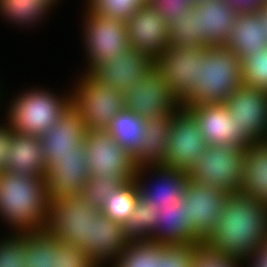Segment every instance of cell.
<instances>
[{
    "instance_id": "obj_1",
    "label": "cell",
    "mask_w": 267,
    "mask_h": 267,
    "mask_svg": "<svg viewBox=\"0 0 267 267\" xmlns=\"http://www.w3.org/2000/svg\"><path fill=\"white\" fill-rule=\"evenodd\" d=\"M267 240V206L241 192L228 193L215 229L205 239L210 248L241 260Z\"/></svg>"
},
{
    "instance_id": "obj_2",
    "label": "cell",
    "mask_w": 267,
    "mask_h": 267,
    "mask_svg": "<svg viewBox=\"0 0 267 267\" xmlns=\"http://www.w3.org/2000/svg\"><path fill=\"white\" fill-rule=\"evenodd\" d=\"M48 208L44 176L14 175L6 170L0 174V214L17 229V235L45 231Z\"/></svg>"
},
{
    "instance_id": "obj_3",
    "label": "cell",
    "mask_w": 267,
    "mask_h": 267,
    "mask_svg": "<svg viewBox=\"0 0 267 267\" xmlns=\"http://www.w3.org/2000/svg\"><path fill=\"white\" fill-rule=\"evenodd\" d=\"M241 85V59L226 46L208 47L204 64H199L196 87L180 106L224 104Z\"/></svg>"
},
{
    "instance_id": "obj_4",
    "label": "cell",
    "mask_w": 267,
    "mask_h": 267,
    "mask_svg": "<svg viewBox=\"0 0 267 267\" xmlns=\"http://www.w3.org/2000/svg\"><path fill=\"white\" fill-rule=\"evenodd\" d=\"M101 213L91 205L84 193L49 200L45 231L63 244L83 249L92 242L93 220Z\"/></svg>"
},
{
    "instance_id": "obj_5",
    "label": "cell",
    "mask_w": 267,
    "mask_h": 267,
    "mask_svg": "<svg viewBox=\"0 0 267 267\" xmlns=\"http://www.w3.org/2000/svg\"><path fill=\"white\" fill-rule=\"evenodd\" d=\"M71 105V96L58 98L49 91L30 90L16 98L9 108V124L15 133L41 136Z\"/></svg>"
},
{
    "instance_id": "obj_6",
    "label": "cell",
    "mask_w": 267,
    "mask_h": 267,
    "mask_svg": "<svg viewBox=\"0 0 267 267\" xmlns=\"http://www.w3.org/2000/svg\"><path fill=\"white\" fill-rule=\"evenodd\" d=\"M247 148L207 146L188 172L189 178L227 193L240 192Z\"/></svg>"
},
{
    "instance_id": "obj_7",
    "label": "cell",
    "mask_w": 267,
    "mask_h": 267,
    "mask_svg": "<svg viewBox=\"0 0 267 267\" xmlns=\"http://www.w3.org/2000/svg\"><path fill=\"white\" fill-rule=\"evenodd\" d=\"M71 96L86 130H107L112 119L126 108L125 92L112 89L87 73Z\"/></svg>"
},
{
    "instance_id": "obj_8",
    "label": "cell",
    "mask_w": 267,
    "mask_h": 267,
    "mask_svg": "<svg viewBox=\"0 0 267 267\" xmlns=\"http://www.w3.org/2000/svg\"><path fill=\"white\" fill-rule=\"evenodd\" d=\"M206 48L168 47L154 63L172 97L181 105L198 82L199 64H204Z\"/></svg>"
},
{
    "instance_id": "obj_9",
    "label": "cell",
    "mask_w": 267,
    "mask_h": 267,
    "mask_svg": "<svg viewBox=\"0 0 267 267\" xmlns=\"http://www.w3.org/2000/svg\"><path fill=\"white\" fill-rule=\"evenodd\" d=\"M85 161L90 174L104 180L111 175H121L126 181L135 179L131 155L107 130H86L83 141Z\"/></svg>"
},
{
    "instance_id": "obj_10",
    "label": "cell",
    "mask_w": 267,
    "mask_h": 267,
    "mask_svg": "<svg viewBox=\"0 0 267 267\" xmlns=\"http://www.w3.org/2000/svg\"><path fill=\"white\" fill-rule=\"evenodd\" d=\"M177 108L172 116L165 166L188 173L208 144L193 115L185 107Z\"/></svg>"
},
{
    "instance_id": "obj_11",
    "label": "cell",
    "mask_w": 267,
    "mask_h": 267,
    "mask_svg": "<svg viewBox=\"0 0 267 267\" xmlns=\"http://www.w3.org/2000/svg\"><path fill=\"white\" fill-rule=\"evenodd\" d=\"M193 115L208 146H237L248 148L255 141L239 129L224 104H195L185 106Z\"/></svg>"
},
{
    "instance_id": "obj_12",
    "label": "cell",
    "mask_w": 267,
    "mask_h": 267,
    "mask_svg": "<svg viewBox=\"0 0 267 267\" xmlns=\"http://www.w3.org/2000/svg\"><path fill=\"white\" fill-rule=\"evenodd\" d=\"M85 21L86 48L89 53L90 73L99 63L115 59L118 53L129 47L128 36L123 20L98 15L89 11Z\"/></svg>"
},
{
    "instance_id": "obj_13",
    "label": "cell",
    "mask_w": 267,
    "mask_h": 267,
    "mask_svg": "<svg viewBox=\"0 0 267 267\" xmlns=\"http://www.w3.org/2000/svg\"><path fill=\"white\" fill-rule=\"evenodd\" d=\"M125 23L130 47L154 63L169 47L168 24L149 3H144Z\"/></svg>"
},
{
    "instance_id": "obj_14",
    "label": "cell",
    "mask_w": 267,
    "mask_h": 267,
    "mask_svg": "<svg viewBox=\"0 0 267 267\" xmlns=\"http://www.w3.org/2000/svg\"><path fill=\"white\" fill-rule=\"evenodd\" d=\"M126 109L145 120L156 116H173L175 107H180L172 97L167 83L153 67L146 76L125 91Z\"/></svg>"
},
{
    "instance_id": "obj_15",
    "label": "cell",
    "mask_w": 267,
    "mask_h": 267,
    "mask_svg": "<svg viewBox=\"0 0 267 267\" xmlns=\"http://www.w3.org/2000/svg\"><path fill=\"white\" fill-rule=\"evenodd\" d=\"M228 193L218 188L188 178L183 194L186 201L188 222L205 240L215 229L217 220L223 213Z\"/></svg>"
},
{
    "instance_id": "obj_16",
    "label": "cell",
    "mask_w": 267,
    "mask_h": 267,
    "mask_svg": "<svg viewBox=\"0 0 267 267\" xmlns=\"http://www.w3.org/2000/svg\"><path fill=\"white\" fill-rule=\"evenodd\" d=\"M224 105L235 117L239 129H243L255 142L267 139V90L241 85Z\"/></svg>"
},
{
    "instance_id": "obj_17",
    "label": "cell",
    "mask_w": 267,
    "mask_h": 267,
    "mask_svg": "<svg viewBox=\"0 0 267 267\" xmlns=\"http://www.w3.org/2000/svg\"><path fill=\"white\" fill-rule=\"evenodd\" d=\"M85 133L81 114L70 105L58 121L40 136L47 167L58 156L85 155L83 144Z\"/></svg>"
},
{
    "instance_id": "obj_18",
    "label": "cell",
    "mask_w": 267,
    "mask_h": 267,
    "mask_svg": "<svg viewBox=\"0 0 267 267\" xmlns=\"http://www.w3.org/2000/svg\"><path fill=\"white\" fill-rule=\"evenodd\" d=\"M153 67V61L129 47L115 59L99 63L89 74L103 85L125 92L130 85L142 81Z\"/></svg>"
},
{
    "instance_id": "obj_19",
    "label": "cell",
    "mask_w": 267,
    "mask_h": 267,
    "mask_svg": "<svg viewBox=\"0 0 267 267\" xmlns=\"http://www.w3.org/2000/svg\"><path fill=\"white\" fill-rule=\"evenodd\" d=\"M152 213L156 224L150 241L163 244L194 245L205 242L195 231L193 224L186 220V201L183 199H179L175 203L152 204Z\"/></svg>"
},
{
    "instance_id": "obj_20",
    "label": "cell",
    "mask_w": 267,
    "mask_h": 267,
    "mask_svg": "<svg viewBox=\"0 0 267 267\" xmlns=\"http://www.w3.org/2000/svg\"><path fill=\"white\" fill-rule=\"evenodd\" d=\"M89 175L85 155L55 157L45 176L49 200L71 198L83 193Z\"/></svg>"
},
{
    "instance_id": "obj_21",
    "label": "cell",
    "mask_w": 267,
    "mask_h": 267,
    "mask_svg": "<svg viewBox=\"0 0 267 267\" xmlns=\"http://www.w3.org/2000/svg\"><path fill=\"white\" fill-rule=\"evenodd\" d=\"M194 7L200 38L209 47L226 46L239 13L225 0H200Z\"/></svg>"
},
{
    "instance_id": "obj_22",
    "label": "cell",
    "mask_w": 267,
    "mask_h": 267,
    "mask_svg": "<svg viewBox=\"0 0 267 267\" xmlns=\"http://www.w3.org/2000/svg\"><path fill=\"white\" fill-rule=\"evenodd\" d=\"M172 120V116H156L146 119L143 142L131 156L136 170L135 174L141 175L140 172L145 169L144 167H148L147 165L150 168L165 166Z\"/></svg>"
},
{
    "instance_id": "obj_23",
    "label": "cell",
    "mask_w": 267,
    "mask_h": 267,
    "mask_svg": "<svg viewBox=\"0 0 267 267\" xmlns=\"http://www.w3.org/2000/svg\"><path fill=\"white\" fill-rule=\"evenodd\" d=\"M131 242L125 233L123 224L113 221L101 213L93 220L92 242L87 244L82 251L89 255L91 260L99 267V263L108 258L118 256Z\"/></svg>"
},
{
    "instance_id": "obj_24",
    "label": "cell",
    "mask_w": 267,
    "mask_h": 267,
    "mask_svg": "<svg viewBox=\"0 0 267 267\" xmlns=\"http://www.w3.org/2000/svg\"><path fill=\"white\" fill-rule=\"evenodd\" d=\"M47 169L40 137L13 132L6 171L14 175L45 177Z\"/></svg>"
},
{
    "instance_id": "obj_25",
    "label": "cell",
    "mask_w": 267,
    "mask_h": 267,
    "mask_svg": "<svg viewBox=\"0 0 267 267\" xmlns=\"http://www.w3.org/2000/svg\"><path fill=\"white\" fill-rule=\"evenodd\" d=\"M241 62L267 47V30L260 12L239 13L226 44Z\"/></svg>"
},
{
    "instance_id": "obj_26",
    "label": "cell",
    "mask_w": 267,
    "mask_h": 267,
    "mask_svg": "<svg viewBox=\"0 0 267 267\" xmlns=\"http://www.w3.org/2000/svg\"><path fill=\"white\" fill-rule=\"evenodd\" d=\"M241 193L267 206V142H255L247 148Z\"/></svg>"
},
{
    "instance_id": "obj_27",
    "label": "cell",
    "mask_w": 267,
    "mask_h": 267,
    "mask_svg": "<svg viewBox=\"0 0 267 267\" xmlns=\"http://www.w3.org/2000/svg\"><path fill=\"white\" fill-rule=\"evenodd\" d=\"M158 169V174L162 177L160 185H156L155 189H145L140 184L139 174H135L140 197L150 204H168L175 203L179 199H183L189 175L184 170H178L166 166L154 167ZM157 168V169H156ZM152 190V191H151Z\"/></svg>"
},
{
    "instance_id": "obj_28",
    "label": "cell",
    "mask_w": 267,
    "mask_h": 267,
    "mask_svg": "<svg viewBox=\"0 0 267 267\" xmlns=\"http://www.w3.org/2000/svg\"><path fill=\"white\" fill-rule=\"evenodd\" d=\"M146 120L126 108L113 119L107 131L132 156L145 137Z\"/></svg>"
},
{
    "instance_id": "obj_29",
    "label": "cell",
    "mask_w": 267,
    "mask_h": 267,
    "mask_svg": "<svg viewBox=\"0 0 267 267\" xmlns=\"http://www.w3.org/2000/svg\"><path fill=\"white\" fill-rule=\"evenodd\" d=\"M59 239L46 231L25 234V267H56Z\"/></svg>"
},
{
    "instance_id": "obj_30",
    "label": "cell",
    "mask_w": 267,
    "mask_h": 267,
    "mask_svg": "<svg viewBox=\"0 0 267 267\" xmlns=\"http://www.w3.org/2000/svg\"><path fill=\"white\" fill-rule=\"evenodd\" d=\"M196 15L197 9L193 6L185 14L168 24V43L170 47H209L198 35Z\"/></svg>"
},
{
    "instance_id": "obj_31",
    "label": "cell",
    "mask_w": 267,
    "mask_h": 267,
    "mask_svg": "<svg viewBox=\"0 0 267 267\" xmlns=\"http://www.w3.org/2000/svg\"><path fill=\"white\" fill-rule=\"evenodd\" d=\"M163 245L150 240H131L115 267H158V260L163 257Z\"/></svg>"
},
{
    "instance_id": "obj_32",
    "label": "cell",
    "mask_w": 267,
    "mask_h": 267,
    "mask_svg": "<svg viewBox=\"0 0 267 267\" xmlns=\"http://www.w3.org/2000/svg\"><path fill=\"white\" fill-rule=\"evenodd\" d=\"M139 197L136 180L127 181L120 189L109 195L101 212L113 221L124 224L132 214Z\"/></svg>"
},
{
    "instance_id": "obj_33",
    "label": "cell",
    "mask_w": 267,
    "mask_h": 267,
    "mask_svg": "<svg viewBox=\"0 0 267 267\" xmlns=\"http://www.w3.org/2000/svg\"><path fill=\"white\" fill-rule=\"evenodd\" d=\"M155 224L152 204L139 197L132 214L123 227L131 240H149L155 230Z\"/></svg>"
},
{
    "instance_id": "obj_34",
    "label": "cell",
    "mask_w": 267,
    "mask_h": 267,
    "mask_svg": "<svg viewBox=\"0 0 267 267\" xmlns=\"http://www.w3.org/2000/svg\"><path fill=\"white\" fill-rule=\"evenodd\" d=\"M49 7L47 0H0L2 14L22 25L36 21Z\"/></svg>"
},
{
    "instance_id": "obj_35",
    "label": "cell",
    "mask_w": 267,
    "mask_h": 267,
    "mask_svg": "<svg viewBox=\"0 0 267 267\" xmlns=\"http://www.w3.org/2000/svg\"><path fill=\"white\" fill-rule=\"evenodd\" d=\"M127 181L121 175H109L105 180L97 174H90L83 193L93 207L101 210L109 195L120 189Z\"/></svg>"
},
{
    "instance_id": "obj_36",
    "label": "cell",
    "mask_w": 267,
    "mask_h": 267,
    "mask_svg": "<svg viewBox=\"0 0 267 267\" xmlns=\"http://www.w3.org/2000/svg\"><path fill=\"white\" fill-rule=\"evenodd\" d=\"M243 85L260 90H267V47L255 51L242 62Z\"/></svg>"
},
{
    "instance_id": "obj_37",
    "label": "cell",
    "mask_w": 267,
    "mask_h": 267,
    "mask_svg": "<svg viewBox=\"0 0 267 267\" xmlns=\"http://www.w3.org/2000/svg\"><path fill=\"white\" fill-rule=\"evenodd\" d=\"M88 11L126 21L146 3L144 0H89Z\"/></svg>"
},
{
    "instance_id": "obj_38",
    "label": "cell",
    "mask_w": 267,
    "mask_h": 267,
    "mask_svg": "<svg viewBox=\"0 0 267 267\" xmlns=\"http://www.w3.org/2000/svg\"><path fill=\"white\" fill-rule=\"evenodd\" d=\"M240 260L229 254L210 248L205 243L195 244V255L192 267H238Z\"/></svg>"
},
{
    "instance_id": "obj_39",
    "label": "cell",
    "mask_w": 267,
    "mask_h": 267,
    "mask_svg": "<svg viewBox=\"0 0 267 267\" xmlns=\"http://www.w3.org/2000/svg\"><path fill=\"white\" fill-rule=\"evenodd\" d=\"M25 234L0 243V267H25Z\"/></svg>"
},
{
    "instance_id": "obj_40",
    "label": "cell",
    "mask_w": 267,
    "mask_h": 267,
    "mask_svg": "<svg viewBox=\"0 0 267 267\" xmlns=\"http://www.w3.org/2000/svg\"><path fill=\"white\" fill-rule=\"evenodd\" d=\"M194 255V244H164L158 267H192Z\"/></svg>"
},
{
    "instance_id": "obj_41",
    "label": "cell",
    "mask_w": 267,
    "mask_h": 267,
    "mask_svg": "<svg viewBox=\"0 0 267 267\" xmlns=\"http://www.w3.org/2000/svg\"><path fill=\"white\" fill-rule=\"evenodd\" d=\"M56 267H97L82 249L61 243L56 254Z\"/></svg>"
},
{
    "instance_id": "obj_42",
    "label": "cell",
    "mask_w": 267,
    "mask_h": 267,
    "mask_svg": "<svg viewBox=\"0 0 267 267\" xmlns=\"http://www.w3.org/2000/svg\"><path fill=\"white\" fill-rule=\"evenodd\" d=\"M147 3L155 8L169 24L185 14L196 2L194 0H148Z\"/></svg>"
},
{
    "instance_id": "obj_43",
    "label": "cell",
    "mask_w": 267,
    "mask_h": 267,
    "mask_svg": "<svg viewBox=\"0 0 267 267\" xmlns=\"http://www.w3.org/2000/svg\"><path fill=\"white\" fill-rule=\"evenodd\" d=\"M238 13H257L266 5L267 0H225Z\"/></svg>"
},
{
    "instance_id": "obj_44",
    "label": "cell",
    "mask_w": 267,
    "mask_h": 267,
    "mask_svg": "<svg viewBox=\"0 0 267 267\" xmlns=\"http://www.w3.org/2000/svg\"><path fill=\"white\" fill-rule=\"evenodd\" d=\"M12 134L13 130L10 125L0 127V174L6 170L7 154L10 149V139Z\"/></svg>"
},
{
    "instance_id": "obj_45",
    "label": "cell",
    "mask_w": 267,
    "mask_h": 267,
    "mask_svg": "<svg viewBox=\"0 0 267 267\" xmlns=\"http://www.w3.org/2000/svg\"><path fill=\"white\" fill-rule=\"evenodd\" d=\"M251 258H253V267H267V240L259 246Z\"/></svg>"
},
{
    "instance_id": "obj_46",
    "label": "cell",
    "mask_w": 267,
    "mask_h": 267,
    "mask_svg": "<svg viewBox=\"0 0 267 267\" xmlns=\"http://www.w3.org/2000/svg\"><path fill=\"white\" fill-rule=\"evenodd\" d=\"M260 14L262 15V19L263 22L266 26V30H267V3L265 5V7L260 11Z\"/></svg>"
},
{
    "instance_id": "obj_47",
    "label": "cell",
    "mask_w": 267,
    "mask_h": 267,
    "mask_svg": "<svg viewBox=\"0 0 267 267\" xmlns=\"http://www.w3.org/2000/svg\"><path fill=\"white\" fill-rule=\"evenodd\" d=\"M50 4H54L57 0H47Z\"/></svg>"
}]
</instances>
